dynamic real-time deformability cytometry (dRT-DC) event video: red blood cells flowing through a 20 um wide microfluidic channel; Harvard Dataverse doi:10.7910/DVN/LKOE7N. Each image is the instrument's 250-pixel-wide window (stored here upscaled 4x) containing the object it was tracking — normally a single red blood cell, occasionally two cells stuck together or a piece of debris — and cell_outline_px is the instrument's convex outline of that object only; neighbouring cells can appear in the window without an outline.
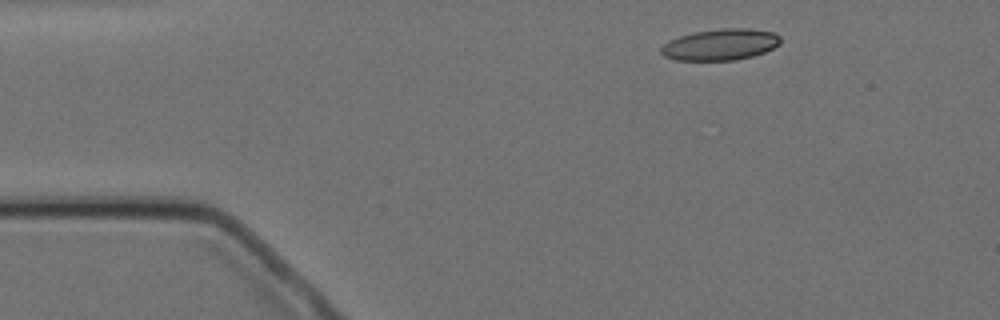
{"species": "Egyptian fruit bat (a non-hibernating species)", "species_latin": "Rousettus aegyptiacus", "temperature_condition": "cold", "stored_images_in_passage": 3, "camera_frame_rate_fps": 3000, "um_per_image_px": 0.085, "animal": {"sex": "female"}, "frame": {"image": 1, "passage_image": 1, "time_ms": 0.0, "image_size_px": [1000, 320], "cell_outline_px": [[780, 44], [764, 52], [752, 56], [732, 60], [676, 60], [664, 56], [660, 52], [660, 48], [664, 44], [680, 36], [696, 32], [720, 28], [752, 28], [772, 32], [780, 36]], "centroid_in_image_um": [61.25, 3.78], "position_along_channel_um": 23.8, "area_um2": 21.62}}